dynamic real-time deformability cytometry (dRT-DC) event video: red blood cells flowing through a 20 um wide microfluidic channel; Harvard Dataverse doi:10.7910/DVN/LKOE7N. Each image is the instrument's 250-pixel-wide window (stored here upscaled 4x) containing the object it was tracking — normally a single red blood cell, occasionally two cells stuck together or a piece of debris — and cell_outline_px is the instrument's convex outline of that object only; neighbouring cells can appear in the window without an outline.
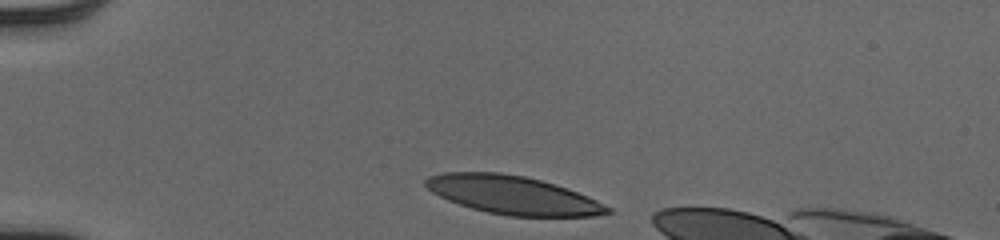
{"species": "human", "species_latin": "Homo sapiens", "temperature_condition": "cold", "stored_images_in_passage": 34, "camera_frame_rate_fps": 3000, "um_per_image_px": 0.085, "donor": {"sex": "male"}, "frame": {"image": 1, "passage_image": 2, "time_ms": 0.333, "image_size_px": [1000, 240], "cell_outline_px": [[612, 212], [596, 216], [508, 216], [488, 212], [472, 208], [448, 200], [432, 192], [424, 184], [424, 180], [428, 176], [444, 172], [500, 172], [524, 176], [540, 180], [588, 196], [612, 208]], "centroid_in_image_um": [43.57, 16.58], "position_along_channel_um": 41.4, "area_um2": 40.34}}
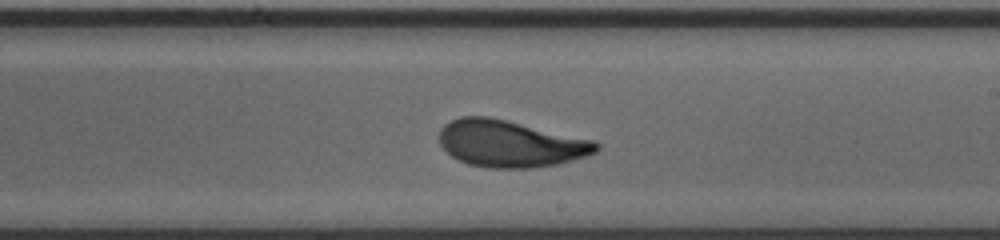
{"frame": {"image": 2, "passage_image": 21, "time_ms": 6.667, "image_size_px": [1000, 240], "cell_outline_px": [[600, 148], [596, 152], [560, 164], [532, 168], [488, 168], [468, 164], [452, 156], [440, 144], [440, 128], [444, 124], [460, 116], [488, 116], [592, 140], [600, 144]], "centroid_in_image_um": [43.36, 12.22], "position_along_channel_um": 245.6, "area_um2": 42.54}}
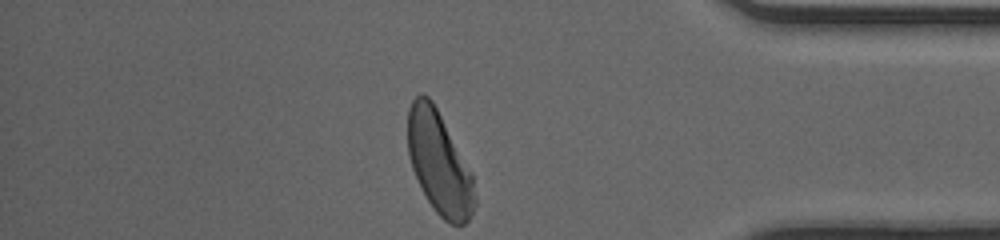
{"frame": {"image": 3, "passage_image": 34, "time_ms": 11.0, "image_size_px": [1000, 240], "cell_outline_px": [[476, 204], [468, 220], [464, 224], [448, 224], [436, 212], [428, 200], [412, 168], [408, 152], [408, 108], [412, 100], [416, 96], [428, 96], [432, 100], [472, 172], [476, 200]], "centroid_in_image_um": [37.35, 13.87], "position_along_channel_um": 397.9, "area_um2": 39.59}, "authors_computed_cell_mechanics": {"area_um2": 41.9628, "velocity_mm_per_s": 4.0057, "shape_relaxation_time_tau1_ms": 3.4944, "shape_relaxation_time_tau2_ms": 1.2483, "deformation_change_tau1": 0.1871, "deformation_change_tau2": 0.0835}}